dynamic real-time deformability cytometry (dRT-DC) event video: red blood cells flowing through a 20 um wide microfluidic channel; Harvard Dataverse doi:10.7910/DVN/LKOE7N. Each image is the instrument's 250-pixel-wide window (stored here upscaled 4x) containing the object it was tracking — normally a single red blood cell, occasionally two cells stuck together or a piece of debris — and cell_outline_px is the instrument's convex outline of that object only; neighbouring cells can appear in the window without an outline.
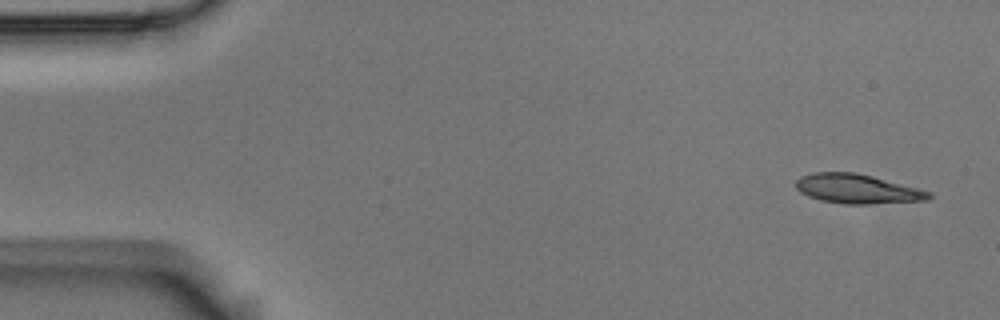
{"species": "Egyptian fruit bat (a non-hibernating species)", "species_latin": "Rousettus aegyptiacus", "temperature_condition": "room temperature", "stored_images_in_passage": 9, "camera_frame_rate_fps": 3000, "um_per_image_px": 0.085, "animal": {"sex": "male"}, "frame": {"image": 1, "passage_image": 1, "time_ms": 0.0, "image_size_px": [1000, 320], "cell_outline_px": [[932, 196], [928, 200], [868, 204], [844, 204], [820, 200], [808, 196], [800, 192], [796, 188], [796, 180], [800, 176], [812, 172], [856, 172], [872, 176], [932, 192]], "centroid_in_image_um": [72.84, 16.05], "position_along_channel_um": 12.2, "area_um2": 22.77}}
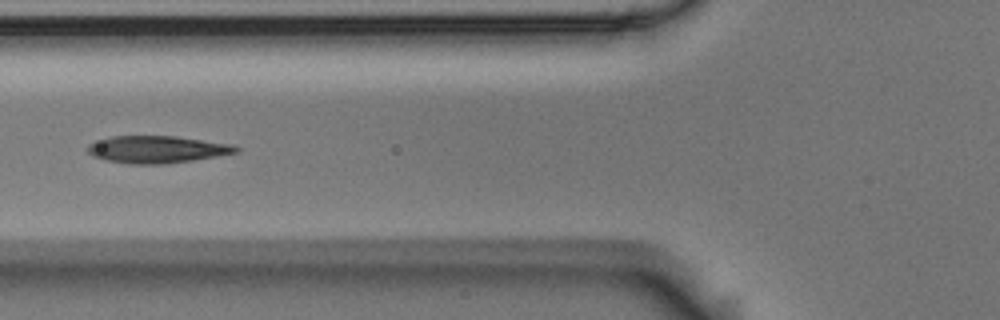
{"frame": {"image": 2, "passage_image": 6, "time_ms": 1.667, "image_size_px": [1000, 320], "cell_outline_px": [[240, 152], [192, 160], [164, 164], [128, 164], [104, 160], [92, 156], [88, 152], [88, 144], [112, 136], [176, 136], [232, 144], [240, 148]], "centroid_in_image_um": [13.35, 12.7], "position_along_channel_um": 112.4, "area_um2": 23.52}}
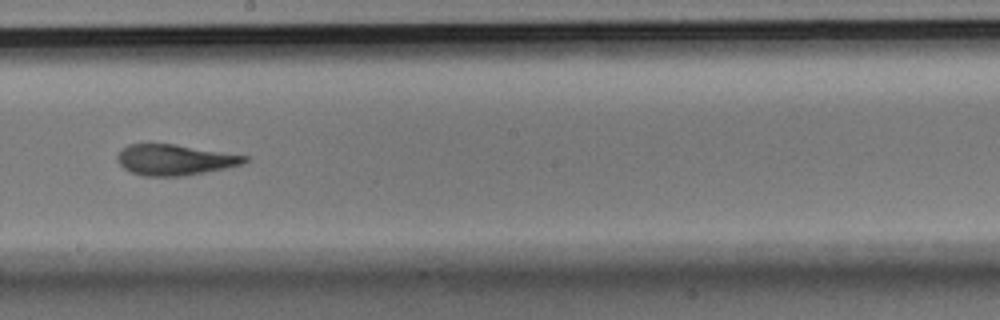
{"frame": {"image": 3, "passage_image": 9, "time_ms": 2.667, "image_size_px": [1000, 320], "cell_outline_px": [[248, 160], [240, 164], [224, 168], [204, 172], [180, 176], [144, 176], [132, 172], [124, 168], [116, 160], [116, 156], [128, 144], [176, 144], [248, 156]], "centroid_in_image_um": [14.82, 13.58], "position_along_channel_um": 233.4, "area_um2": 22.48}}